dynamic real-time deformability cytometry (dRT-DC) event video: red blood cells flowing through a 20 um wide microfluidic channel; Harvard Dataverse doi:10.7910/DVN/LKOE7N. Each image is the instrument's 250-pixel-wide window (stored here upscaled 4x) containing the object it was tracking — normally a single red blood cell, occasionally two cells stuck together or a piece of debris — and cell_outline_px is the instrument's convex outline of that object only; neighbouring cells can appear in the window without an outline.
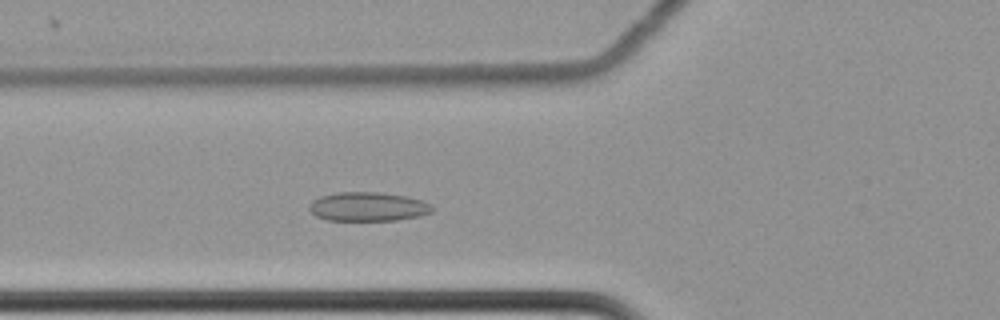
{"species": "common noctule bat (a hibernating species)", "species_latin": "Nyctalus noctula", "temperature_condition": "cold", "stored_images_in_passage": 45, "camera_frame_rate_fps": 3000, "um_per_image_px": 0.085, "animal": {"sex": "female", "body_mass_g": 22.7, "forearm_length_mm": 54.2}, "frame": {"image": 1, "passage_image": 8, "time_ms": 2.333, "image_size_px": [1000, 320], "cell_outline_px": [[436, 208], [432, 212], [420, 216], [396, 220], [328, 220], [316, 216], [308, 208], [312, 200], [320, 196], [340, 192], [380, 192], [408, 196], [424, 200], [432, 204]], "centroid_in_image_um": [31.34, 17.56], "position_along_channel_um": 94.5, "area_um2": 21.04}}
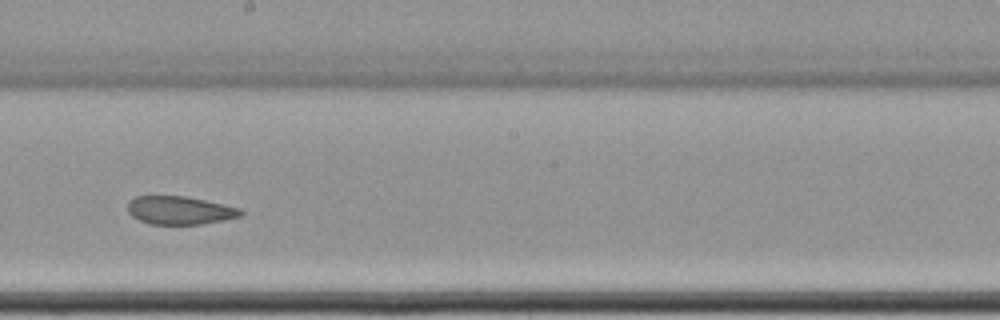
{"frame": {"image": 2, "passage_image": 20, "time_ms": 6.333, "image_size_px": [1000, 320], "cell_outline_px": [[244, 212], [240, 216], [224, 220], [204, 224], [152, 224], [140, 220], [132, 216], [128, 212], [128, 200], [136, 196], [184, 196], [204, 200], [240, 208]], "centroid_in_image_um": [15.27, 17.88], "position_along_channel_um": 232.9, "area_um2": 18.5}}
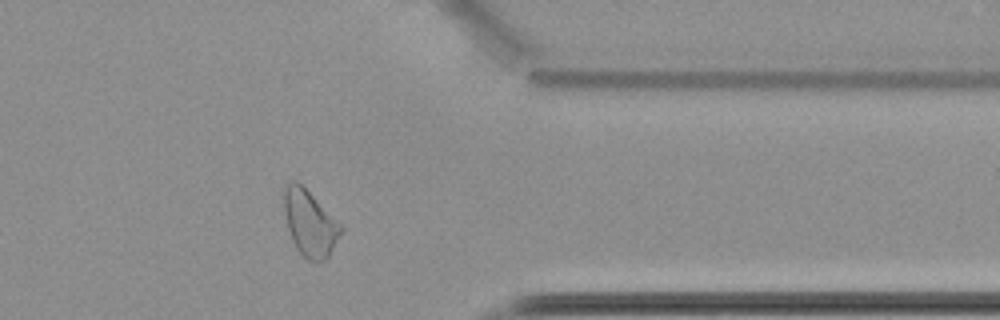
{"frame": {"image": 3, "passage_image": 34, "time_ms": 11.0, "image_size_px": [1000, 320], "cell_outline_px": [[344, 228], [328, 256], [324, 260], [316, 264], [308, 260], [296, 248], [292, 240], [288, 228], [284, 212], [284, 188], [292, 180], [296, 180]], "centroid_in_image_um": [26.32, 19.01], "position_along_channel_um": 385.1, "area_um2": 21.33}, "authors_computed_cell_mechanics": {"area_um2": 20.6924, "velocity_mm_per_s": 3.4692, "shape_relaxation_time_tau1_ms": null, "shape_relaxation_time_tau2_ms": 2.8389, "deformation_change_tau1": null, "deformation_change_tau2": 0.0741}}